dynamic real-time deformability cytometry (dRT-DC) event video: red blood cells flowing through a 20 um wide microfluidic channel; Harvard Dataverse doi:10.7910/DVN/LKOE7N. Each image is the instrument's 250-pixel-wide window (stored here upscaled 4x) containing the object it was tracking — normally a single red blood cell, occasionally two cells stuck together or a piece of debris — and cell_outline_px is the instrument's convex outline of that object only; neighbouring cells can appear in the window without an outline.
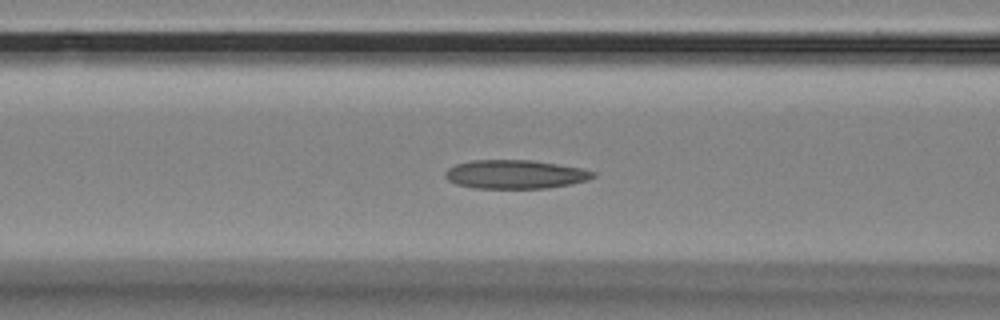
{"species": "Egyptian fruit bat (a non-hibernating species)", "species_latin": "Rousettus aegyptiacus", "temperature_condition": "room temperature", "stored_images_in_passage": 40, "camera_frame_rate_fps": 3000, "um_per_image_px": 0.085, "animal": {"sex": "female"}, "frame": {"image": 1, "passage_image": 6, "time_ms": 1.667, "image_size_px": [1000, 320], "cell_outline_px": [[596, 176], [588, 180], [572, 184], [548, 188], [476, 188], [456, 184], [448, 180], [444, 176], [444, 172], [448, 168], [456, 164], [472, 160], [532, 160], [580, 168], [596, 172]], "centroid_in_image_um": [43.79, 14.82], "position_along_channel_um": 122.8, "area_um2": 24.8}}
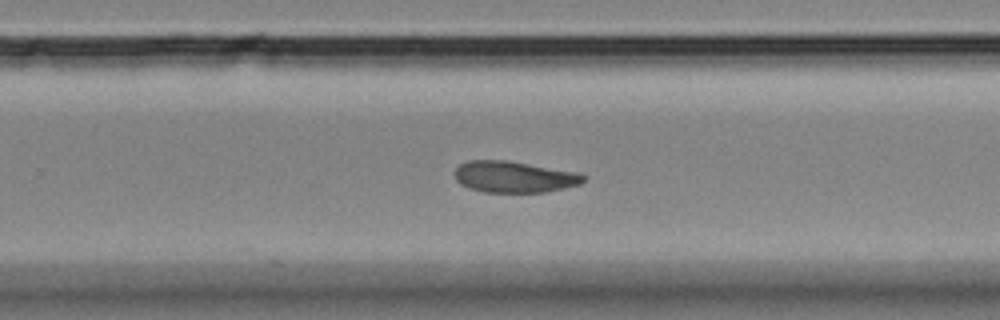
{"frame": {"image": 2, "passage_image": 20, "time_ms": 6.333, "image_size_px": [1000, 320], "cell_outline_px": [[588, 176], [580, 184], [564, 188], [544, 192], [484, 192], [468, 188], [460, 184], [456, 180], [456, 168], [460, 164], [468, 160], [508, 160], [580, 172]], "centroid_in_image_um": [43.74, 15.02], "position_along_channel_um": 286.1, "area_um2": 23.76}}
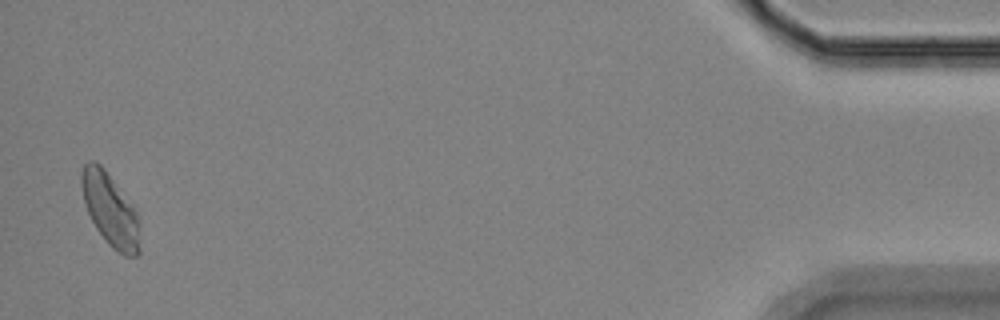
{"frame": {"image": 3, "passage_image": 39, "time_ms": 12.667, "image_size_px": [1000, 320], "cell_outline_px": [[140, 252], [136, 256], [124, 256], [116, 252], [108, 244], [96, 228], [84, 204], [80, 184], [80, 172], [84, 164], [88, 160], [92, 160], [100, 164], [104, 168], [136, 208], [140, 248]], "centroid_in_image_um": [9.35, 17.81], "position_along_channel_um": 425.9, "area_um2": 24.97}}